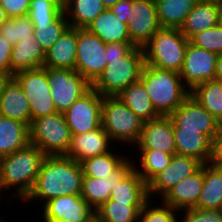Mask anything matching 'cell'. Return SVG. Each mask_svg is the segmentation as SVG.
Masks as SVG:
<instances>
[{"mask_svg":"<svg viewBox=\"0 0 222 222\" xmlns=\"http://www.w3.org/2000/svg\"><path fill=\"white\" fill-rule=\"evenodd\" d=\"M135 146L138 149H154L176 154L171 118L169 116H159L156 119L144 122L140 138Z\"/></svg>","mask_w":222,"mask_h":222,"instance_id":"obj_18","label":"cell"},{"mask_svg":"<svg viewBox=\"0 0 222 222\" xmlns=\"http://www.w3.org/2000/svg\"><path fill=\"white\" fill-rule=\"evenodd\" d=\"M30 144L46 156L66 155L71 144V133L63 113L33 119L30 126Z\"/></svg>","mask_w":222,"mask_h":222,"instance_id":"obj_7","label":"cell"},{"mask_svg":"<svg viewBox=\"0 0 222 222\" xmlns=\"http://www.w3.org/2000/svg\"><path fill=\"white\" fill-rule=\"evenodd\" d=\"M118 155L113 150L80 162L83 176L107 178L117 170L129 157Z\"/></svg>","mask_w":222,"mask_h":222,"instance_id":"obj_34","label":"cell"},{"mask_svg":"<svg viewBox=\"0 0 222 222\" xmlns=\"http://www.w3.org/2000/svg\"><path fill=\"white\" fill-rule=\"evenodd\" d=\"M117 97L144 122L159 117L140 82L129 85Z\"/></svg>","mask_w":222,"mask_h":222,"instance_id":"obj_32","label":"cell"},{"mask_svg":"<svg viewBox=\"0 0 222 222\" xmlns=\"http://www.w3.org/2000/svg\"><path fill=\"white\" fill-rule=\"evenodd\" d=\"M0 36L4 37L11 46L20 41L30 40L34 42L37 40L34 35V25L28 15L9 18L3 22L0 25Z\"/></svg>","mask_w":222,"mask_h":222,"instance_id":"obj_37","label":"cell"},{"mask_svg":"<svg viewBox=\"0 0 222 222\" xmlns=\"http://www.w3.org/2000/svg\"><path fill=\"white\" fill-rule=\"evenodd\" d=\"M78 29L69 27L46 52L43 67L75 70Z\"/></svg>","mask_w":222,"mask_h":222,"instance_id":"obj_21","label":"cell"},{"mask_svg":"<svg viewBox=\"0 0 222 222\" xmlns=\"http://www.w3.org/2000/svg\"><path fill=\"white\" fill-rule=\"evenodd\" d=\"M56 2L60 7L65 8L66 6V0H52Z\"/></svg>","mask_w":222,"mask_h":222,"instance_id":"obj_55","label":"cell"},{"mask_svg":"<svg viewBox=\"0 0 222 222\" xmlns=\"http://www.w3.org/2000/svg\"><path fill=\"white\" fill-rule=\"evenodd\" d=\"M203 164L192 157L174 154L170 164L147 183L149 199L163 198L179 181L196 172Z\"/></svg>","mask_w":222,"mask_h":222,"instance_id":"obj_14","label":"cell"},{"mask_svg":"<svg viewBox=\"0 0 222 222\" xmlns=\"http://www.w3.org/2000/svg\"><path fill=\"white\" fill-rule=\"evenodd\" d=\"M30 3L31 0H0V4L9 18L27 15Z\"/></svg>","mask_w":222,"mask_h":222,"instance_id":"obj_43","label":"cell"},{"mask_svg":"<svg viewBox=\"0 0 222 222\" xmlns=\"http://www.w3.org/2000/svg\"><path fill=\"white\" fill-rule=\"evenodd\" d=\"M162 28L180 29L197 0H154Z\"/></svg>","mask_w":222,"mask_h":222,"instance_id":"obj_31","label":"cell"},{"mask_svg":"<svg viewBox=\"0 0 222 222\" xmlns=\"http://www.w3.org/2000/svg\"><path fill=\"white\" fill-rule=\"evenodd\" d=\"M87 222H106L96 212L87 220Z\"/></svg>","mask_w":222,"mask_h":222,"instance_id":"obj_51","label":"cell"},{"mask_svg":"<svg viewBox=\"0 0 222 222\" xmlns=\"http://www.w3.org/2000/svg\"><path fill=\"white\" fill-rule=\"evenodd\" d=\"M139 82L159 116H170L189 96L179 72L144 64Z\"/></svg>","mask_w":222,"mask_h":222,"instance_id":"obj_3","label":"cell"},{"mask_svg":"<svg viewBox=\"0 0 222 222\" xmlns=\"http://www.w3.org/2000/svg\"><path fill=\"white\" fill-rule=\"evenodd\" d=\"M106 65V43L87 29H78L75 70L92 85Z\"/></svg>","mask_w":222,"mask_h":222,"instance_id":"obj_11","label":"cell"},{"mask_svg":"<svg viewBox=\"0 0 222 222\" xmlns=\"http://www.w3.org/2000/svg\"><path fill=\"white\" fill-rule=\"evenodd\" d=\"M173 128L200 130L211 140L222 124L194 98L189 96L170 116Z\"/></svg>","mask_w":222,"mask_h":222,"instance_id":"obj_13","label":"cell"},{"mask_svg":"<svg viewBox=\"0 0 222 222\" xmlns=\"http://www.w3.org/2000/svg\"><path fill=\"white\" fill-rule=\"evenodd\" d=\"M43 222H87L95 211L79 195H63L43 203Z\"/></svg>","mask_w":222,"mask_h":222,"instance_id":"obj_15","label":"cell"},{"mask_svg":"<svg viewBox=\"0 0 222 222\" xmlns=\"http://www.w3.org/2000/svg\"><path fill=\"white\" fill-rule=\"evenodd\" d=\"M179 211L184 212L183 218L177 217L176 222H222V209L190 208Z\"/></svg>","mask_w":222,"mask_h":222,"instance_id":"obj_42","label":"cell"},{"mask_svg":"<svg viewBox=\"0 0 222 222\" xmlns=\"http://www.w3.org/2000/svg\"><path fill=\"white\" fill-rule=\"evenodd\" d=\"M188 43L179 29L161 28L143 47L145 64L180 72Z\"/></svg>","mask_w":222,"mask_h":222,"instance_id":"obj_6","label":"cell"},{"mask_svg":"<svg viewBox=\"0 0 222 222\" xmlns=\"http://www.w3.org/2000/svg\"><path fill=\"white\" fill-rule=\"evenodd\" d=\"M176 154L199 160L202 164L209 163L212 140L200 130H182L173 128Z\"/></svg>","mask_w":222,"mask_h":222,"instance_id":"obj_22","label":"cell"},{"mask_svg":"<svg viewBox=\"0 0 222 222\" xmlns=\"http://www.w3.org/2000/svg\"><path fill=\"white\" fill-rule=\"evenodd\" d=\"M131 11L134 12V16L127 23L130 41L135 46L144 47L162 28L157 17L155 1L133 0Z\"/></svg>","mask_w":222,"mask_h":222,"instance_id":"obj_16","label":"cell"},{"mask_svg":"<svg viewBox=\"0 0 222 222\" xmlns=\"http://www.w3.org/2000/svg\"><path fill=\"white\" fill-rule=\"evenodd\" d=\"M218 25L221 27L222 29V4L219 5V19H218Z\"/></svg>","mask_w":222,"mask_h":222,"instance_id":"obj_54","label":"cell"},{"mask_svg":"<svg viewBox=\"0 0 222 222\" xmlns=\"http://www.w3.org/2000/svg\"><path fill=\"white\" fill-rule=\"evenodd\" d=\"M102 127L112 142L136 145L144 121H142L117 96H105L102 102Z\"/></svg>","mask_w":222,"mask_h":222,"instance_id":"obj_5","label":"cell"},{"mask_svg":"<svg viewBox=\"0 0 222 222\" xmlns=\"http://www.w3.org/2000/svg\"><path fill=\"white\" fill-rule=\"evenodd\" d=\"M83 171L80 163L65 156H45L31 193L23 201L50 199L63 195H79L82 187Z\"/></svg>","mask_w":222,"mask_h":222,"instance_id":"obj_1","label":"cell"},{"mask_svg":"<svg viewBox=\"0 0 222 222\" xmlns=\"http://www.w3.org/2000/svg\"><path fill=\"white\" fill-rule=\"evenodd\" d=\"M29 144V125L0 115V158Z\"/></svg>","mask_w":222,"mask_h":222,"instance_id":"obj_24","label":"cell"},{"mask_svg":"<svg viewBox=\"0 0 222 222\" xmlns=\"http://www.w3.org/2000/svg\"><path fill=\"white\" fill-rule=\"evenodd\" d=\"M151 200L149 199L140 210L138 222H176L180 211L163 202L155 204H159L158 206H154L152 204L154 200Z\"/></svg>","mask_w":222,"mask_h":222,"instance_id":"obj_40","label":"cell"},{"mask_svg":"<svg viewBox=\"0 0 222 222\" xmlns=\"http://www.w3.org/2000/svg\"><path fill=\"white\" fill-rule=\"evenodd\" d=\"M133 0H119L114 6L110 8L113 14L125 24L129 23L134 16L132 10Z\"/></svg>","mask_w":222,"mask_h":222,"instance_id":"obj_44","label":"cell"},{"mask_svg":"<svg viewBox=\"0 0 222 222\" xmlns=\"http://www.w3.org/2000/svg\"><path fill=\"white\" fill-rule=\"evenodd\" d=\"M217 54L188 43L180 73L184 85L191 91L204 81L214 80Z\"/></svg>","mask_w":222,"mask_h":222,"instance_id":"obj_12","label":"cell"},{"mask_svg":"<svg viewBox=\"0 0 222 222\" xmlns=\"http://www.w3.org/2000/svg\"><path fill=\"white\" fill-rule=\"evenodd\" d=\"M105 9L102 0H66L64 13L70 27L86 29Z\"/></svg>","mask_w":222,"mask_h":222,"instance_id":"obj_30","label":"cell"},{"mask_svg":"<svg viewBox=\"0 0 222 222\" xmlns=\"http://www.w3.org/2000/svg\"><path fill=\"white\" fill-rule=\"evenodd\" d=\"M45 54L37 40H25L15 44L11 53V75L24 70L42 68Z\"/></svg>","mask_w":222,"mask_h":222,"instance_id":"obj_27","label":"cell"},{"mask_svg":"<svg viewBox=\"0 0 222 222\" xmlns=\"http://www.w3.org/2000/svg\"><path fill=\"white\" fill-rule=\"evenodd\" d=\"M63 13L64 8L52 0H31L27 15L33 25H39L51 24Z\"/></svg>","mask_w":222,"mask_h":222,"instance_id":"obj_39","label":"cell"},{"mask_svg":"<svg viewBox=\"0 0 222 222\" xmlns=\"http://www.w3.org/2000/svg\"><path fill=\"white\" fill-rule=\"evenodd\" d=\"M198 2H208V3H214V4H218L221 5L222 4V0H197Z\"/></svg>","mask_w":222,"mask_h":222,"instance_id":"obj_53","label":"cell"},{"mask_svg":"<svg viewBox=\"0 0 222 222\" xmlns=\"http://www.w3.org/2000/svg\"><path fill=\"white\" fill-rule=\"evenodd\" d=\"M137 150L140 153L138 158L140 166L134 164V168L146 183H148L155 175L163 171L170 164L172 156L174 155L154 149Z\"/></svg>","mask_w":222,"mask_h":222,"instance_id":"obj_35","label":"cell"},{"mask_svg":"<svg viewBox=\"0 0 222 222\" xmlns=\"http://www.w3.org/2000/svg\"><path fill=\"white\" fill-rule=\"evenodd\" d=\"M214 80L222 82V54L217 56Z\"/></svg>","mask_w":222,"mask_h":222,"instance_id":"obj_48","label":"cell"},{"mask_svg":"<svg viewBox=\"0 0 222 222\" xmlns=\"http://www.w3.org/2000/svg\"><path fill=\"white\" fill-rule=\"evenodd\" d=\"M0 115L23 122H32L29 101L17 81L12 77L0 94Z\"/></svg>","mask_w":222,"mask_h":222,"instance_id":"obj_23","label":"cell"},{"mask_svg":"<svg viewBox=\"0 0 222 222\" xmlns=\"http://www.w3.org/2000/svg\"><path fill=\"white\" fill-rule=\"evenodd\" d=\"M112 145V140L101 126L90 132L72 135L69 151L65 156L80 163L114 150L110 147Z\"/></svg>","mask_w":222,"mask_h":222,"instance_id":"obj_19","label":"cell"},{"mask_svg":"<svg viewBox=\"0 0 222 222\" xmlns=\"http://www.w3.org/2000/svg\"><path fill=\"white\" fill-rule=\"evenodd\" d=\"M209 163L218 167H222V126L212 138L211 156Z\"/></svg>","mask_w":222,"mask_h":222,"instance_id":"obj_45","label":"cell"},{"mask_svg":"<svg viewBox=\"0 0 222 222\" xmlns=\"http://www.w3.org/2000/svg\"><path fill=\"white\" fill-rule=\"evenodd\" d=\"M119 0H102L106 9H110L114 6Z\"/></svg>","mask_w":222,"mask_h":222,"instance_id":"obj_52","label":"cell"},{"mask_svg":"<svg viewBox=\"0 0 222 222\" xmlns=\"http://www.w3.org/2000/svg\"><path fill=\"white\" fill-rule=\"evenodd\" d=\"M190 96L222 124V82L204 81L190 91Z\"/></svg>","mask_w":222,"mask_h":222,"instance_id":"obj_33","label":"cell"},{"mask_svg":"<svg viewBox=\"0 0 222 222\" xmlns=\"http://www.w3.org/2000/svg\"><path fill=\"white\" fill-rule=\"evenodd\" d=\"M135 45L132 42H115L106 43V59L107 58H122Z\"/></svg>","mask_w":222,"mask_h":222,"instance_id":"obj_46","label":"cell"},{"mask_svg":"<svg viewBox=\"0 0 222 222\" xmlns=\"http://www.w3.org/2000/svg\"><path fill=\"white\" fill-rule=\"evenodd\" d=\"M106 67L91 85L103 97L118 96L129 85L139 82L145 64L143 47L134 46L122 58H107Z\"/></svg>","mask_w":222,"mask_h":222,"instance_id":"obj_4","label":"cell"},{"mask_svg":"<svg viewBox=\"0 0 222 222\" xmlns=\"http://www.w3.org/2000/svg\"><path fill=\"white\" fill-rule=\"evenodd\" d=\"M110 200L118 203H146L149 200L147 183L133 168L113 187Z\"/></svg>","mask_w":222,"mask_h":222,"instance_id":"obj_28","label":"cell"},{"mask_svg":"<svg viewBox=\"0 0 222 222\" xmlns=\"http://www.w3.org/2000/svg\"><path fill=\"white\" fill-rule=\"evenodd\" d=\"M45 154L34 145L0 158V190H13L17 199L24 201L31 193Z\"/></svg>","mask_w":222,"mask_h":222,"instance_id":"obj_2","label":"cell"},{"mask_svg":"<svg viewBox=\"0 0 222 222\" xmlns=\"http://www.w3.org/2000/svg\"><path fill=\"white\" fill-rule=\"evenodd\" d=\"M199 209H222V167L204 164V183L198 197Z\"/></svg>","mask_w":222,"mask_h":222,"instance_id":"obj_29","label":"cell"},{"mask_svg":"<svg viewBox=\"0 0 222 222\" xmlns=\"http://www.w3.org/2000/svg\"><path fill=\"white\" fill-rule=\"evenodd\" d=\"M8 19H9V17L7 16L4 8H3V7L1 6V4H0V25H1L3 22L7 21Z\"/></svg>","mask_w":222,"mask_h":222,"instance_id":"obj_50","label":"cell"},{"mask_svg":"<svg viewBox=\"0 0 222 222\" xmlns=\"http://www.w3.org/2000/svg\"><path fill=\"white\" fill-rule=\"evenodd\" d=\"M102 102L103 96L91 87L63 113L71 136L102 126Z\"/></svg>","mask_w":222,"mask_h":222,"instance_id":"obj_10","label":"cell"},{"mask_svg":"<svg viewBox=\"0 0 222 222\" xmlns=\"http://www.w3.org/2000/svg\"><path fill=\"white\" fill-rule=\"evenodd\" d=\"M49 87L58 113H64L76 99L90 88L91 84L76 70L47 68Z\"/></svg>","mask_w":222,"mask_h":222,"instance_id":"obj_9","label":"cell"},{"mask_svg":"<svg viewBox=\"0 0 222 222\" xmlns=\"http://www.w3.org/2000/svg\"><path fill=\"white\" fill-rule=\"evenodd\" d=\"M218 19V4L197 2L179 30L189 40L193 35L216 26Z\"/></svg>","mask_w":222,"mask_h":222,"instance_id":"obj_26","label":"cell"},{"mask_svg":"<svg viewBox=\"0 0 222 222\" xmlns=\"http://www.w3.org/2000/svg\"><path fill=\"white\" fill-rule=\"evenodd\" d=\"M145 203H118L108 200L95 212L106 222H138Z\"/></svg>","mask_w":222,"mask_h":222,"instance_id":"obj_36","label":"cell"},{"mask_svg":"<svg viewBox=\"0 0 222 222\" xmlns=\"http://www.w3.org/2000/svg\"><path fill=\"white\" fill-rule=\"evenodd\" d=\"M13 76L10 73L0 70V94L4 90L6 84L10 81Z\"/></svg>","mask_w":222,"mask_h":222,"instance_id":"obj_49","label":"cell"},{"mask_svg":"<svg viewBox=\"0 0 222 222\" xmlns=\"http://www.w3.org/2000/svg\"><path fill=\"white\" fill-rule=\"evenodd\" d=\"M11 44L0 36V70L11 74Z\"/></svg>","mask_w":222,"mask_h":222,"instance_id":"obj_47","label":"cell"},{"mask_svg":"<svg viewBox=\"0 0 222 222\" xmlns=\"http://www.w3.org/2000/svg\"><path fill=\"white\" fill-rule=\"evenodd\" d=\"M189 42L217 55L222 54V29L216 26L193 35Z\"/></svg>","mask_w":222,"mask_h":222,"instance_id":"obj_41","label":"cell"},{"mask_svg":"<svg viewBox=\"0 0 222 222\" xmlns=\"http://www.w3.org/2000/svg\"><path fill=\"white\" fill-rule=\"evenodd\" d=\"M13 78L29 101L32 120L57 112L50 92L46 67L17 72Z\"/></svg>","mask_w":222,"mask_h":222,"instance_id":"obj_8","label":"cell"},{"mask_svg":"<svg viewBox=\"0 0 222 222\" xmlns=\"http://www.w3.org/2000/svg\"><path fill=\"white\" fill-rule=\"evenodd\" d=\"M86 29L104 43L131 42L127 24L121 22L110 9L101 12Z\"/></svg>","mask_w":222,"mask_h":222,"instance_id":"obj_25","label":"cell"},{"mask_svg":"<svg viewBox=\"0 0 222 222\" xmlns=\"http://www.w3.org/2000/svg\"><path fill=\"white\" fill-rule=\"evenodd\" d=\"M131 160V157L128 158L105 179L83 176L80 195L94 211L110 199L113 187L137 164Z\"/></svg>","mask_w":222,"mask_h":222,"instance_id":"obj_17","label":"cell"},{"mask_svg":"<svg viewBox=\"0 0 222 222\" xmlns=\"http://www.w3.org/2000/svg\"><path fill=\"white\" fill-rule=\"evenodd\" d=\"M204 183V164L193 174L179 181L160 200L176 210L197 208L199 194Z\"/></svg>","mask_w":222,"mask_h":222,"instance_id":"obj_20","label":"cell"},{"mask_svg":"<svg viewBox=\"0 0 222 222\" xmlns=\"http://www.w3.org/2000/svg\"><path fill=\"white\" fill-rule=\"evenodd\" d=\"M69 27L70 24L63 13L51 24L34 25V35L42 49L47 52Z\"/></svg>","mask_w":222,"mask_h":222,"instance_id":"obj_38","label":"cell"}]
</instances>
